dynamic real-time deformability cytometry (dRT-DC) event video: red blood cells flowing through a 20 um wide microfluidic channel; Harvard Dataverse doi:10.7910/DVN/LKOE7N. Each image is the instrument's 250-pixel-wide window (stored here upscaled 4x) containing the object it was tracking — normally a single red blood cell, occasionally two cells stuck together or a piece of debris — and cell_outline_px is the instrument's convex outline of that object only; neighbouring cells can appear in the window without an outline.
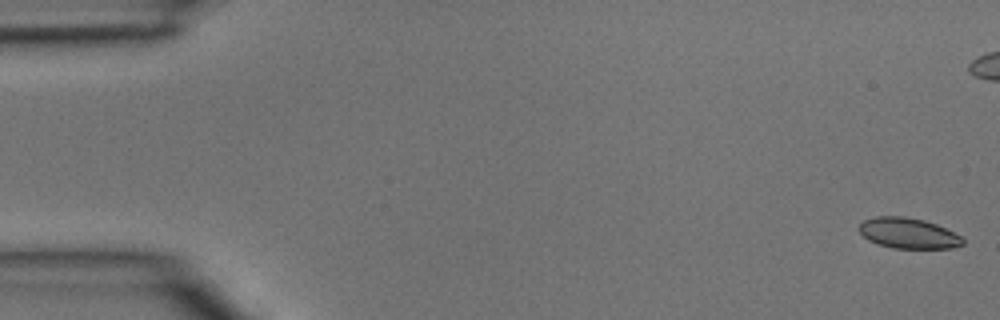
{"species": "common noctule bat (a hibernating species)", "species_latin": "Nyctalus noctula", "temperature_condition": "room temperature", "stored_images_in_passage": 46, "camera_frame_rate_fps": 3000, "um_per_image_px": 0.085, "animal": {"sex": "male", "body_mass_g": 15.6}, "frame": {"image": 1, "passage_image": 1, "time_ms": 0.0, "image_size_px": [1000, 320], "cell_outline_px": [[964, 244], [952, 248], [892, 248], [876, 244], [868, 240], [856, 228], [864, 220], [876, 216], [904, 216], [924, 220], [936, 224], [960, 236], [964, 240]], "centroid_in_image_um": [77.16, 19.82], "position_along_channel_um": 7.8, "area_um2": 18.5}}
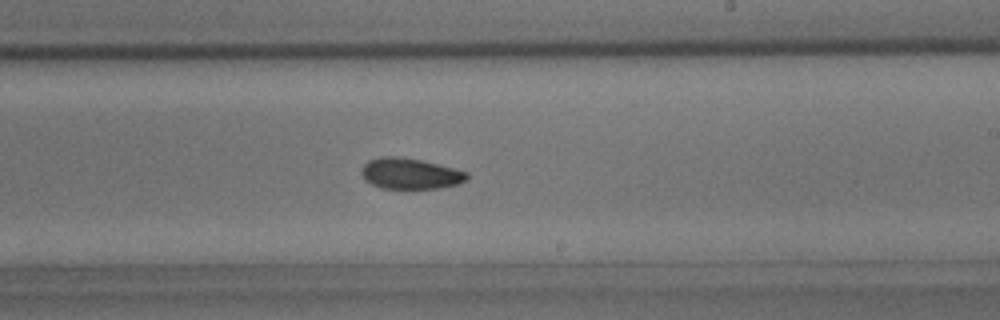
{"frame": {"image": 2, "passage_image": 27, "time_ms": 8.667, "image_size_px": [1000, 320], "cell_outline_px": [[468, 180], [456, 184], [436, 188], [380, 188], [364, 180], [364, 164], [368, 160], [380, 156], [396, 156], [420, 160], [468, 172]], "centroid_in_image_um": [34.87, 14.75], "position_along_channel_um": 254.1, "area_um2": 18.61}}